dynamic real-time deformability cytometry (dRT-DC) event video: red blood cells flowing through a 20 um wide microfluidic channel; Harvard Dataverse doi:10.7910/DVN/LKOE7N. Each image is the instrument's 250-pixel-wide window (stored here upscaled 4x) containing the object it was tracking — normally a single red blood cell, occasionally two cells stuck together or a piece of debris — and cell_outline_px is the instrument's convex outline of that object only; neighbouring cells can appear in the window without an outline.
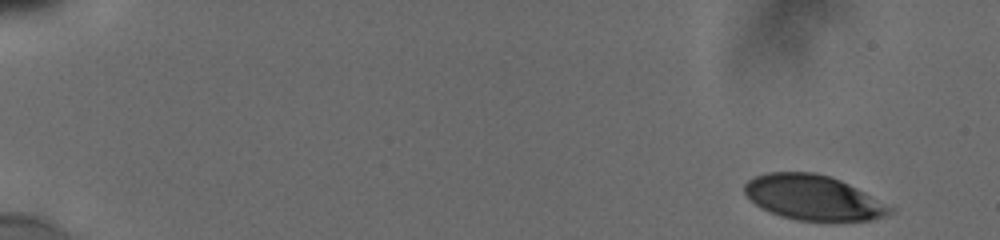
{"species": "human", "species_latin": "Homo sapiens", "temperature_condition": "cold", "stored_images_in_passage": 26, "camera_frame_rate_fps": 3000, "um_per_image_px": 0.085, "donor": {"sex": "male"}, "frame": {"image": 1, "passage_image": 1, "time_ms": 0.0, "image_size_px": [1000, 240], "cell_outline_px": [[896, 212], [872, 220], [796, 220], [780, 216], [768, 212], [760, 208], [744, 192], [744, 184], [748, 180], [756, 176], [768, 172], [812, 172], [828, 176], [840, 180], [896, 208]], "centroid_in_image_um": [69.13, 16.8], "position_along_channel_um": 15.9, "area_um2": 37.92}}
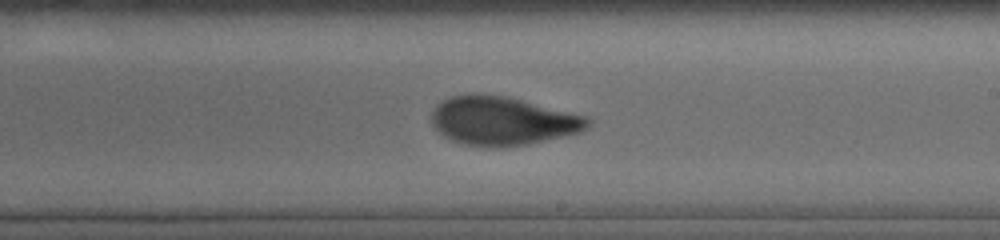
{"frame": {"image": 2, "passage_image": 16, "time_ms": 10.333, "image_size_px": [1000, 240], "cell_outline_px": [[592, 124], [588, 128], [580, 132], [528, 144], [496, 148], [492, 148], [464, 144], [452, 140], [444, 136], [432, 124], [432, 112], [436, 104], [452, 96], [472, 92], [508, 96], [588, 116], [592, 120]], "centroid_in_image_um": [42.74, 10.26], "position_along_channel_um": 246.3, "area_um2": 44.74}}
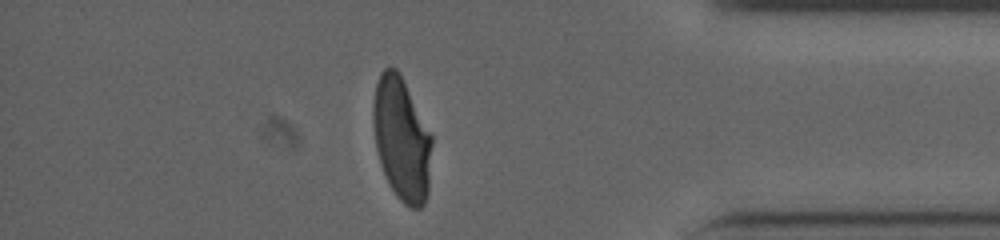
{"frame": {"image": 3, "passage_image": 23, "time_ms": 15.0, "image_size_px": [1000, 240], "cell_outline_px": [[432, 144], [428, 192], [424, 204], [420, 208], [412, 208], [404, 204], [396, 196], [384, 172], [376, 148], [372, 120], [372, 104], [376, 84], [380, 72], [384, 68], [396, 68], [400, 72], [432, 136]], "centroid_in_image_um": [34.13, 11.79], "position_along_channel_um": 401.1, "area_um2": 42.14}, "authors_computed_cell_mechanics": {"area_um2": 42.5119, "velocity_mm_per_s": 3.8226, "shape_relaxation_time_tau1_ms": 8.6863, "shape_relaxation_time_tau2_ms": 0.6522, "deformation_change_tau1": 0.2414, "deformation_change_tau2": 0.0555}}